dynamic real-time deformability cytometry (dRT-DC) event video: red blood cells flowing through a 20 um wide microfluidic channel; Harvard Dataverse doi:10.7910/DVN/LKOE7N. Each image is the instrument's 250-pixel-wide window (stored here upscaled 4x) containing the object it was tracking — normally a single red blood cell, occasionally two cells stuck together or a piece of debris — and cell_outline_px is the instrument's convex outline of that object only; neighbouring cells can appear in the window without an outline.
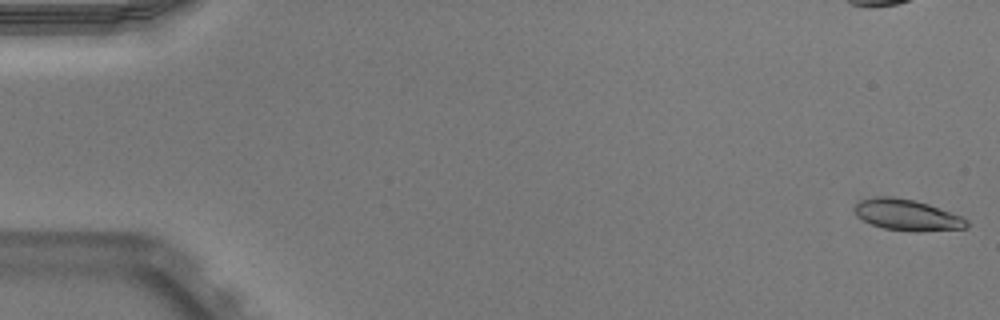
{"species": "Egyptian fruit bat (a non-hibernating species)", "species_latin": "Rousettus aegyptiacus", "temperature_condition": "warm", "stored_images_in_passage": 52, "camera_frame_rate_fps": 3000, "um_per_image_px": 0.085, "animal": {"sex": "male"}, "frame": {"image": 1, "passage_image": 1, "time_ms": 0.0, "image_size_px": [1000, 320], "cell_outline_px": [[968, 228], [920, 232], [912, 232], [884, 228], [872, 224], [856, 216], [856, 204], [860, 200], [876, 196], [888, 196], [916, 200], [964, 216], [968, 220]], "centroid_in_image_um": [77.17, 18.28], "position_along_channel_um": 7.8, "area_um2": 20.52}}